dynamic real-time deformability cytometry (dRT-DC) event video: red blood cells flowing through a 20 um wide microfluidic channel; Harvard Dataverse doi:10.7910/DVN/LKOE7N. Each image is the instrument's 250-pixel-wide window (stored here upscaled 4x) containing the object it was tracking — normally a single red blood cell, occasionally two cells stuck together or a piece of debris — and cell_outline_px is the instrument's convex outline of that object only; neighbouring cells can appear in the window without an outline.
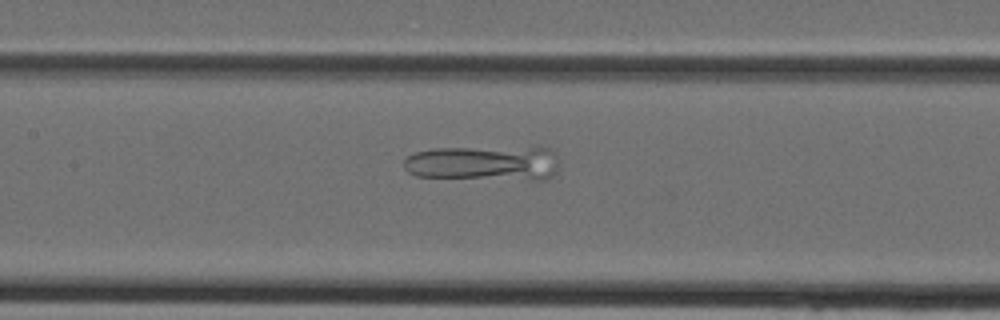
{"species": "Egyptian fruit bat (a non-hibernating species)", "species_latin": "Rousettus aegyptiacus", "temperature_condition": "cold", "stored_images_in_passage": 31, "camera_frame_rate_fps": 3000, "um_per_image_px": 0.085, "animal": {"sex": "female"}, "frame": {"image": 1, "passage_image": 10, "time_ms": 3.0, "image_size_px": [1000, 320], "cell_outline_px": [[556, 172], [552, 176], [544, 180], [532, 180], [416, 176], [408, 172], [404, 168], [404, 160], [408, 156], [416, 152], [432, 148], [548, 148], [556, 152]], "centroid_in_image_um": [41.12, 13.88], "position_along_channel_um": 166.3, "area_um2": 31.56}}
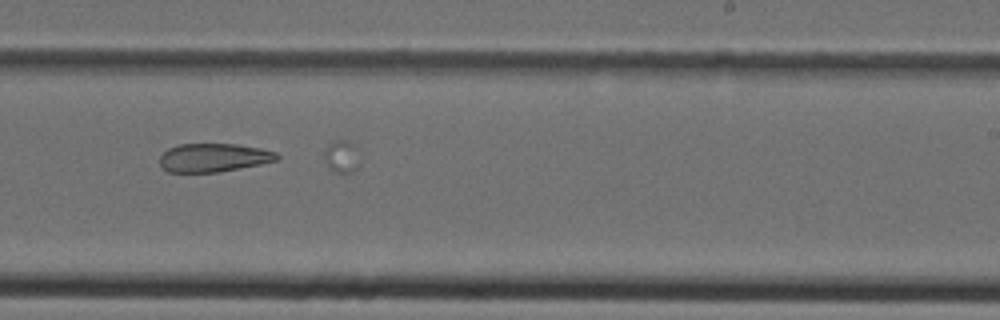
{"frame": {"image": 2, "passage_image": 16, "time_ms": 5.0, "image_size_px": [1000, 320], "cell_outline_px": [[280, 160], [220, 172], [168, 172], [160, 164], [160, 156], [168, 148], [180, 144], [236, 144], [260, 148], [276, 152], [280, 156]], "centroid_in_image_um": [18.18, 13.4], "position_along_channel_um": 270.8, "area_um2": 19.48}}
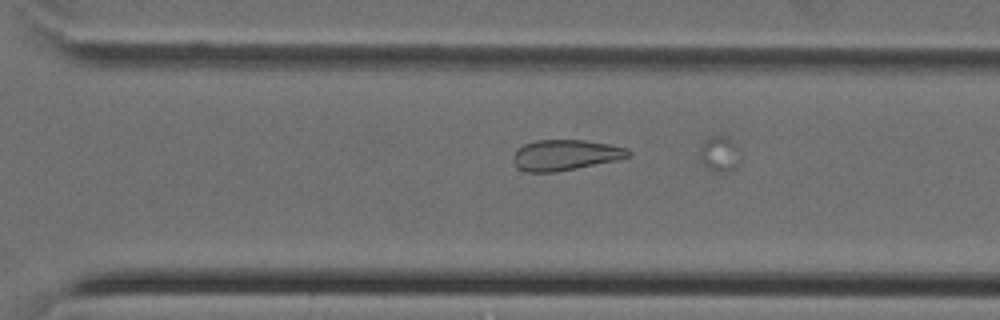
{"frame": {"image": 3, "passage_image": 19, "time_ms": 6.0, "image_size_px": [1000, 320], "cell_outline_px": [[632, 156], [620, 160], [556, 172], [524, 172], [512, 160], [512, 156], [516, 148], [524, 144], [536, 140], [584, 140], [608, 144], [628, 148], [632, 152]], "centroid_in_image_um": [48.08, 13.18], "position_along_channel_um": 322.5, "area_um2": 20.87}}